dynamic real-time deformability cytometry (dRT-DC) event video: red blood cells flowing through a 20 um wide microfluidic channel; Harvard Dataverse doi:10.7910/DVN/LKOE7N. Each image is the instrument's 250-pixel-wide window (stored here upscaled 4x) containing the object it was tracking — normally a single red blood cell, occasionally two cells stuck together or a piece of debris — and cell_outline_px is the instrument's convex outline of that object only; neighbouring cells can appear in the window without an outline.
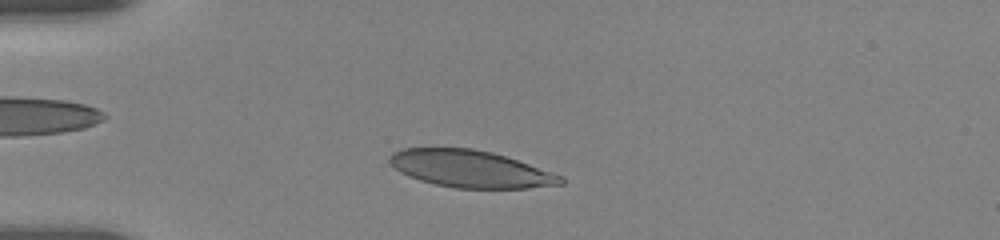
{"species": "human", "species_latin": "Homo sapiens", "temperature_condition": "room temperature", "stored_images_in_passage": 19, "camera_frame_rate_fps": 3000, "um_per_image_px": 0.085, "donor": {"sex": "female"}, "frame": {"image": 1, "passage_image": 4, "time_ms": 0.667, "image_size_px": [1000, 240], "cell_outline_px": [[564, 184], [528, 188], [456, 188], [436, 184], [420, 180], [408, 176], [400, 172], [388, 160], [388, 156], [392, 152], [400, 148], [472, 148], [492, 152], [564, 176]], "centroid_in_image_um": [39.97, 14.35], "position_along_channel_um": 45.0, "area_um2": 36.88}}
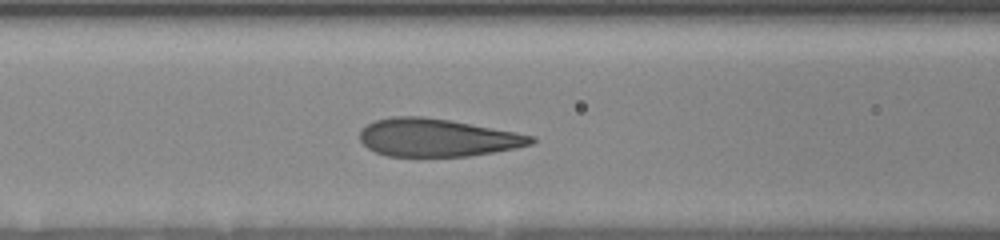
{"frame": {"image": 2, "passage_image": 16, "time_ms": 3.667, "image_size_px": [1000, 240], "cell_outline_px": [[536, 140], [532, 144], [516, 148], [468, 156], [388, 156], [376, 152], [368, 148], [360, 140], [360, 132], [368, 124], [376, 120], [392, 116], [424, 116], [448, 120], [516, 132], [536, 136]], "centroid_in_image_um": [37.18, 11.7], "position_along_channel_um": 129.4, "area_um2": 37.57}}
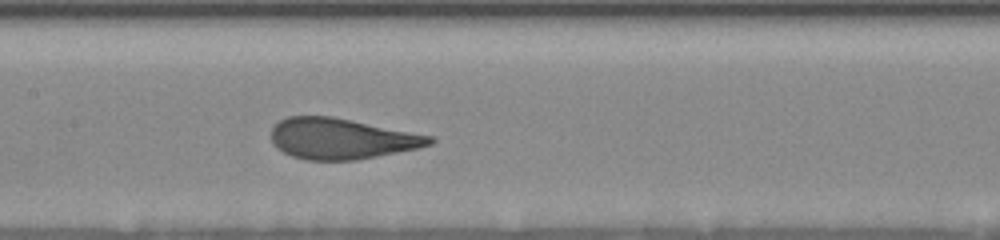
{"frame": {"image": 3, "passage_image": 19, "time_ms": 5.0, "image_size_px": [1000, 240], "cell_outline_px": [[436, 140], [432, 144], [420, 148], [356, 160], [304, 160], [292, 156], [276, 148], [272, 144], [272, 128], [280, 120], [288, 116], [332, 116], [432, 136]], "centroid_in_image_um": [29.02, 11.79], "position_along_channel_um": 178.4, "area_um2": 37.69}}